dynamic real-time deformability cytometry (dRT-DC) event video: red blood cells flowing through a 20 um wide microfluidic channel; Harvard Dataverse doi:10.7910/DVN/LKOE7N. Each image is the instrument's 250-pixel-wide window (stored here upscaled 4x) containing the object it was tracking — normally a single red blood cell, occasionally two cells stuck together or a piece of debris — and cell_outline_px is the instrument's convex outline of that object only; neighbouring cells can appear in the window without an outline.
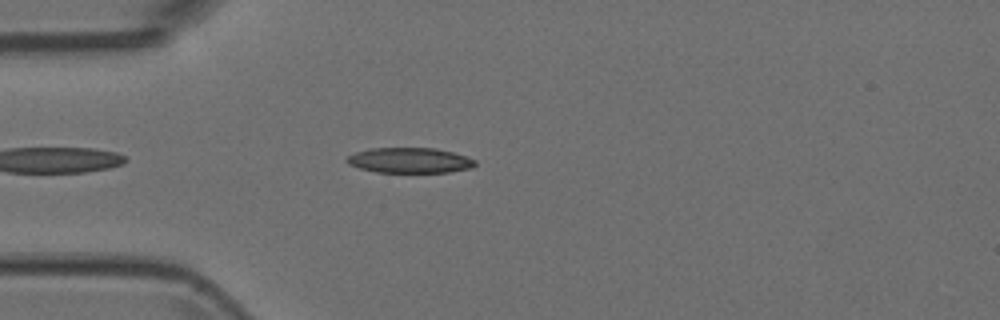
{"species": "Egyptian fruit bat (a non-hibernating species)", "species_latin": "Rousettus aegyptiacus", "temperature_condition": "room temperature", "stored_images_in_passage": 5, "camera_frame_rate_fps": 3000, "um_per_image_px": 0.085, "animal": {"sex": "female"}, "frame": {"image": 1, "passage_image": 5, "time_ms": 1.333, "image_size_px": [1000, 320], "cell_outline_px": [[476, 164], [472, 168], [448, 172], [376, 172], [360, 168], [348, 164], [344, 160], [348, 156], [356, 152], [372, 148], [436, 148], [452, 152], [476, 160]], "centroid_in_image_um": [34.82, 13.63], "position_along_channel_um": 50.2, "area_um2": 18.84}}